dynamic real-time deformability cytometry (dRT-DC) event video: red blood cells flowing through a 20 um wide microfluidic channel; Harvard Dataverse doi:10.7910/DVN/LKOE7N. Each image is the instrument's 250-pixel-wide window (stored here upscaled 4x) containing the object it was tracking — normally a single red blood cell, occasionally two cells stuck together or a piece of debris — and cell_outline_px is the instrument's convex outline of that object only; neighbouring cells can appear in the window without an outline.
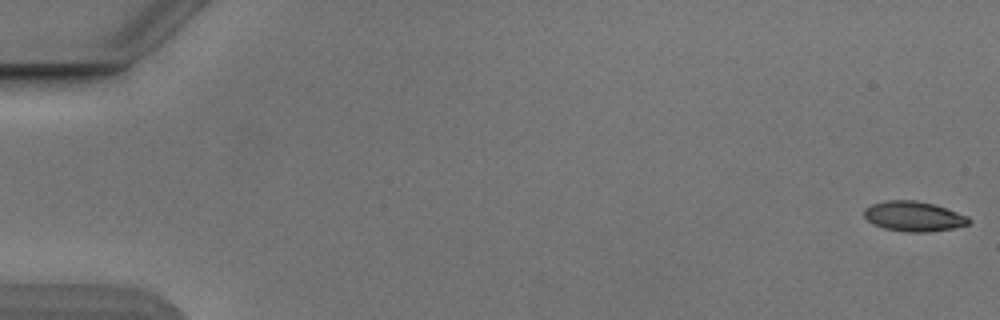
{"species": "Egyptian fruit bat (a non-hibernating species)", "species_latin": "Rousettus aegyptiacus", "temperature_condition": "cold", "stored_images_in_passage": 7, "camera_frame_rate_fps": 3000, "um_per_image_px": 0.085, "animal": {"sex": "male"}, "frame": {"image": 1, "passage_image": 1, "time_ms": 0.0, "image_size_px": [1000, 320], "cell_outline_px": [[972, 220], [968, 224], [952, 228], [928, 232], [904, 232], [884, 228], [872, 224], [864, 216], [864, 208], [872, 204], [888, 200], [916, 200], [936, 204], [968, 216]], "centroid_in_image_um": [77.66, 18.38], "position_along_channel_um": 7.3, "area_um2": 18.44}}